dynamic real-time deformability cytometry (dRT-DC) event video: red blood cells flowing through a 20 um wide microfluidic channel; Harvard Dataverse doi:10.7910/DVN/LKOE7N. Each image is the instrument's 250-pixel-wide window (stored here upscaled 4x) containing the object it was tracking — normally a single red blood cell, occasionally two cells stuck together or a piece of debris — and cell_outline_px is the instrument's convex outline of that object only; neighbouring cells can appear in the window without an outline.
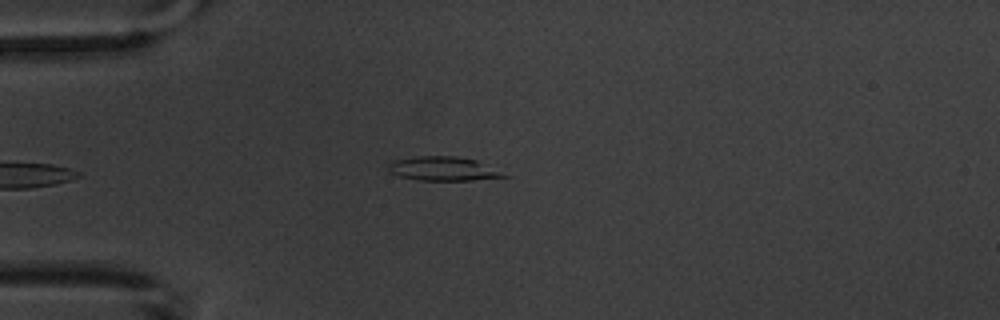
{"species": "common noctule bat (a hibernating species)", "species_latin": "Nyctalus noctula", "temperature_condition": "warm", "stored_images_in_passage": 5, "camera_frame_rate_fps": 3000, "um_per_image_px": 0.085, "animal": {"sex": "male", "body_mass_g": 20.1, "forearm_length_mm": 53.5}, "frame": {"image": 1, "passage_image": 5, "time_ms": 4.667, "image_size_px": [1000, 320], "cell_outline_px": [[508, 176], [472, 180], [416, 180], [400, 176], [388, 172], [388, 164], [392, 160], [416, 156], [456, 156], [476, 160]], "centroid_in_image_um": [37.56, 14.33], "position_along_channel_um": 47.4, "area_um2": 15.95}}